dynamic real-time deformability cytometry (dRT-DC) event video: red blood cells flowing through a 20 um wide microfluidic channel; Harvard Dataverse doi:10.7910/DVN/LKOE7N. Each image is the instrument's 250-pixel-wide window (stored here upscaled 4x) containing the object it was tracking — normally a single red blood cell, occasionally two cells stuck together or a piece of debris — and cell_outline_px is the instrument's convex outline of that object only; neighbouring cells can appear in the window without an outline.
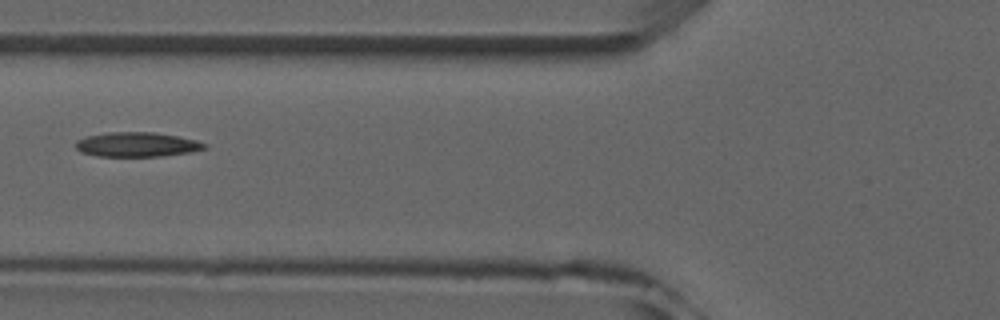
{"species": "common noctule bat (a hibernating species)", "species_latin": "Nyctalus noctula", "temperature_condition": "room temperature", "stored_images_in_passage": 7, "camera_frame_rate_fps": 3000, "um_per_image_px": 0.085, "animal": {"sex": "male", "forearm_length_mm": 52.5}, "frame": {"image": 1, "passage_image": 6, "time_ms": 6.0, "image_size_px": [1000, 320], "cell_outline_px": [[208, 148], [188, 152], [160, 156], [96, 156], [80, 152], [76, 148], [76, 140], [88, 136], [108, 132], [152, 132], [176, 136], [196, 140], [208, 144]], "centroid_in_image_um": [11.63, 12.28], "position_along_channel_um": 114.2, "area_um2": 18.32}}
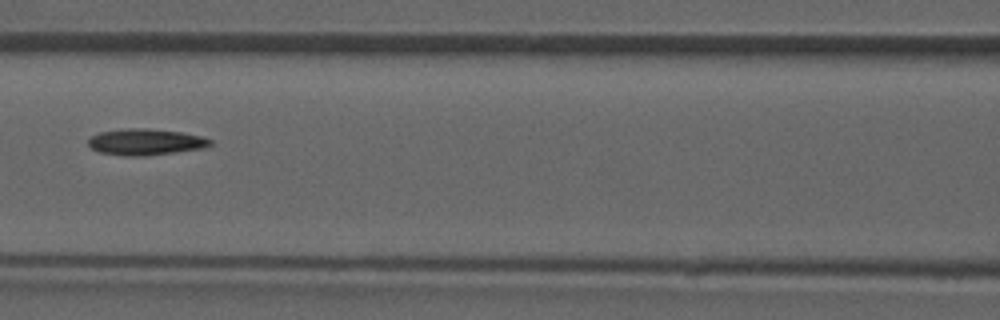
{"frame": {"image": 2, "passage_image": 7, "time_ms": 7.0, "image_size_px": [1000, 320], "cell_outline_px": [[212, 144], [204, 148], [144, 156], [128, 156], [100, 152], [92, 148], [88, 144], [88, 140], [92, 136], [100, 132], [128, 128], [148, 128], [180, 132], [200, 136], [212, 140]], "centroid_in_image_um": [12.38, 12.06], "position_along_channel_um": 154.2, "area_um2": 18.5}}